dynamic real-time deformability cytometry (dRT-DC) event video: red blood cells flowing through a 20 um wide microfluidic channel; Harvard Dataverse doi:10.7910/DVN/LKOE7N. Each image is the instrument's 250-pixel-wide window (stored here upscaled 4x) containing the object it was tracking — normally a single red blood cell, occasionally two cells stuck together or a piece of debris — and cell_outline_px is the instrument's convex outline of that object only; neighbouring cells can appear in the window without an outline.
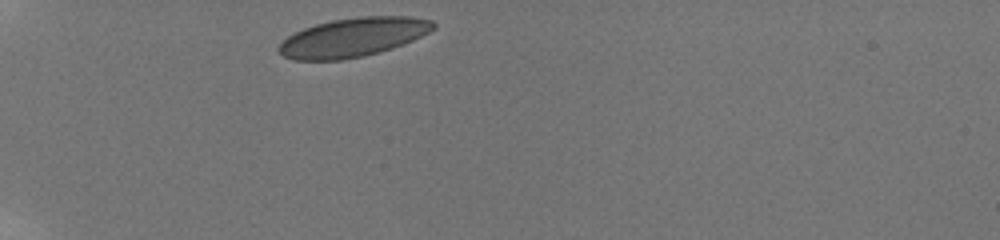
{"species": "human", "species_latin": "Homo sapiens", "temperature_condition": "room temperature", "stored_images_in_passage": 34, "camera_frame_rate_fps": 3000, "um_per_image_px": 0.085, "donor": {"sex": "male"}, "frame": {"image": 1, "passage_image": 1, "time_ms": 0.0, "image_size_px": [1000, 240], "cell_outline_px": [[436, 28], [412, 40], [392, 48], [364, 56], [344, 60], [292, 60], [284, 56], [276, 48], [288, 36], [304, 28], [316, 24], [332, 20], [360, 16], [408, 16], [432, 20], [436, 24]], "centroid_in_image_um": [30.01, 3.17], "position_along_channel_um": 55.0, "area_um2": 34.97}}
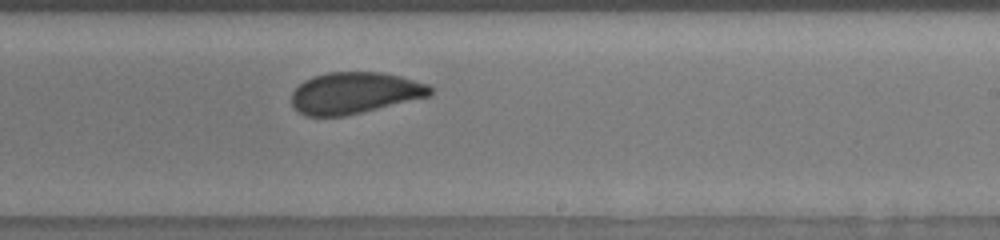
{"frame": {"image": 2, "passage_image": 20, "time_ms": 6.333, "image_size_px": [1000, 240], "cell_outline_px": [[432, 96], [344, 116], [304, 116], [292, 104], [292, 92], [304, 80], [312, 76], [328, 72], [380, 72], [400, 76], [428, 84], [432, 88]], "centroid_in_image_um": [30.16, 7.9], "position_along_channel_um": 258.8, "area_um2": 33.52}}
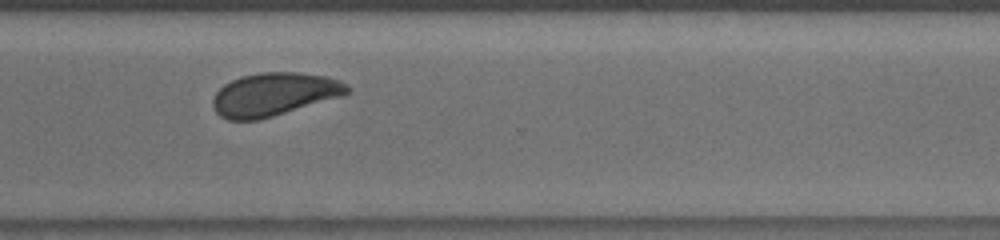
{"frame": {"image": 3, "passage_image": 27, "time_ms": 8.667, "image_size_px": [1000, 240], "cell_outline_px": [[352, 88], [344, 96], [260, 120], [228, 120], [220, 116], [216, 112], [212, 104], [212, 100], [216, 92], [224, 84], [240, 76], [260, 72], [296, 72], [324, 76], [340, 80], [348, 84]], "centroid_in_image_um": [23.32, 8.02], "position_along_channel_um": 347.3, "area_um2": 34.1}, "authors_computed_cell_mechanics": {"area_um2": 34.102, "velocity_mm_per_s": 3.7794, "shape_relaxation_time_tau1_ms": 5.1743, "shape_relaxation_time_tau2_ms": null, "deformation_change_tau1": 0.1115, "deformation_change_tau2": null}}